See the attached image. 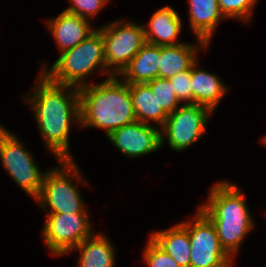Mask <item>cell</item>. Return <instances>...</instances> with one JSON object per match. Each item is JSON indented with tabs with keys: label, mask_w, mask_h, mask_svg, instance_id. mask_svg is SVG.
Segmentation results:
<instances>
[{
	"label": "cell",
	"mask_w": 266,
	"mask_h": 267,
	"mask_svg": "<svg viewBox=\"0 0 266 267\" xmlns=\"http://www.w3.org/2000/svg\"><path fill=\"white\" fill-rule=\"evenodd\" d=\"M208 47L207 44L197 45L182 43L174 46H160L159 78L169 79L179 72L188 70L197 61V48Z\"/></svg>",
	"instance_id": "17"
},
{
	"label": "cell",
	"mask_w": 266,
	"mask_h": 267,
	"mask_svg": "<svg viewBox=\"0 0 266 267\" xmlns=\"http://www.w3.org/2000/svg\"><path fill=\"white\" fill-rule=\"evenodd\" d=\"M193 219L182 222L191 244L190 267H233V260L222 248L213 223L199 209Z\"/></svg>",
	"instance_id": "9"
},
{
	"label": "cell",
	"mask_w": 266,
	"mask_h": 267,
	"mask_svg": "<svg viewBox=\"0 0 266 267\" xmlns=\"http://www.w3.org/2000/svg\"><path fill=\"white\" fill-rule=\"evenodd\" d=\"M47 25L60 53L74 48L96 30L87 19L65 11L48 21Z\"/></svg>",
	"instance_id": "12"
},
{
	"label": "cell",
	"mask_w": 266,
	"mask_h": 267,
	"mask_svg": "<svg viewBox=\"0 0 266 267\" xmlns=\"http://www.w3.org/2000/svg\"><path fill=\"white\" fill-rule=\"evenodd\" d=\"M207 199L198 209L213 223L222 248L233 259L254 227L244 195L235 184L222 181L211 187Z\"/></svg>",
	"instance_id": "3"
},
{
	"label": "cell",
	"mask_w": 266,
	"mask_h": 267,
	"mask_svg": "<svg viewBox=\"0 0 266 267\" xmlns=\"http://www.w3.org/2000/svg\"><path fill=\"white\" fill-rule=\"evenodd\" d=\"M156 97L159 106L167 113H173L180 104L170 80L166 78H156L147 82Z\"/></svg>",
	"instance_id": "21"
},
{
	"label": "cell",
	"mask_w": 266,
	"mask_h": 267,
	"mask_svg": "<svg viewBox=\"0 0 266 267\" xmlns=\"http://www.w3.org/2000/svg\"><path fill=\"white\" fill-rule=\"evenodd\" d=\"M59 168L45 172L41 191L35 199L42 208H50L48 214L87 213L79 190L73 179L83 177L73 160H59Z\"/></svg>",
	"instance_id": "5"
},
{
	"label": "cell",
	"mask_w": 266,
	"mask_h": 267,
	"mask_svg": "<svg viewBox=\"0 0 266 267\" xmlns=\"http://www.w3.org/2000/svg\"><path fill=\"white\" fill-rule=\"evenodd\" d=\"M197 64L198 61L191 66L192 104L206 106L213 112L227 88L216 74L197 68Z\"/></svg>",
	"instance_id": "15"
},
{
	"label": "cell",
	"mask_w": 266,
	"mask_h": 267,
	"mask_svg": "<svg viewBox=\"0 0 266 267\" xmlns=\"http://www.w3.org/2000/svg\"><path fill=\"white\" fill-rule=\"evenodd\" d=\"M258 0H218L220 10L224 17L237 18L247 22L253 13V7Z\"/></svg>",
	"instance_id": "22"
},
{
	"label": "cell",
	"mask_w": 266,
	"mask_h": 267,
	"mask_svg": "<svg viewBox=\"0 0 266 267\" xmlns=\"http://www.w3.org/2000/svg\"><path fill=\"white\" fill-rule=\"evenodd\" d=\"M262 141L264 142L263 144L266 146V136L262 138Z\"/></svg>",
	"instance_id": "26"
},
{
	"label": "cell",
	"mask_w": 266,
	"mask_h": 267,
	"mask_svg": "<svg viewBox=\"0 0 266 267\" xmlns=\"http://www.w3.org/2000/svg\"><path fill=\"white\" fill-rule=\"evenodd\" d=\"M102 32L108 78L119 76L146 44L144 25L115 21L98 28ZM109 70V71H108Z\"/></svg>",
	"instance_id": "6"
},
{
	"label": "cell",
	"mask_w": 266,
	"mask_h": 267,
	"mask_svg": "<svg viewBox=\"0 0 266 267\" xmlns=\"http://www.w3.org/2000/svg\"><path fill=\"white\" fill-rule=\"evenodd\" d=\"M96 69L104 74L107 72L104 39L99 29L74 48L61 53L51 68H44L42 73L54 83L81 88L88 84L84 78Z\"/></svg>",
	"instance_id": "4"
},
{
	"label": "cell",
	"mask_w": 266,
	"mask_h": 267,
	"mask_svg": "<svg viewBox=\"0 0 266 267\" xmlns=\"http://www.w3.org/2000/svg\"><path fill=\"white\" fill-rule=\"evenodd\" d=\"M120 80L112 76L79 88L80 127L105 129L108 136L136 121L129 84Z\"/></svg>",
	"instance_id": "2"
},
{
	"label": "cell",
	"mask_w": 266,
	"mask_h": 267,
	"mask_svg": "<svg viewBox=\"0 0 266 267\" xmlns=\"http://www.w3.org/2000/svg\"><path fill=\"white\" fill-rule=\"evenodd\" d=\"M212 111L202 105L182 104L173 113L168 114L161 130V145L166 138L169 146L179 152L187 149L199 140L206 130Z\"/></svg>",
	"instance_id": "8"
},
{
	"label": "cell",
	"mask_w": 266,
	"mask_h": 267,
	"mask_svg": "<svg viewBox=\"0 0 266 267\" xmlns=\"http://www.w3.org/2000/svg\"><path fill=\"white\" fill-rule=\"evenodd\" d=\"M160 46L146 43L119 74L128 84L147 83L159 77Z\"/></svg>",
	"instance_id": "16"
},
{
	"label": "cell",
	"mask_w": 266,
	"mask_h": 267,
	"mask_svg": "<svg viewBox=\"0 0 266 267\" xmlns=\"http://www.w3.org/2000/svg\"><path fill=\"white\" fill-rule=\"evenodd\" d=\"M113 145L129 158L150 154L161 145V130L152 124L134 121L107 136Z\"/></svg>",
	"instance_id": "11"
},
{
	"label": "cell",
	"mask_w": 266,
	"mask_h": 267,
	"mask_svg": "<svg viewBox=\"0 0 266 267\" xmlns=\"http://www.w3.org/2000/svg\"><path fill=\"white\" fill-rule=\"evenodd\" d=\"M0 161L14 182L30 197L36 199L41 191L45 173L16 135L0 125Z\"/></svg>",
	"instance_id": "7"
},
{
	"label": "cell",
	"mask_w": 266,
	"mask_h": 267,
	"mask_svg": "<svg viewBox=\"0 0 266 267\" xmlns=\"http://www.w3.org/2000/svg\"><path fill=\"white\" fill-rule=\"evenodd\" d=\"M136 121L150 124V121L162 127L168 114L159 106L147 83L129 84ZM150 120V121H149Z\"/></svg>",
	"instance_id": "20"
},
{
	"label": "cell",
	"mask_w": 266,
	"mask_h": 267,
	"mask_svg": "<svg viewBox=\"0 0 266 267\" xmlns=\"http://www.w3.org/2000/svg\"><path fill=\"white\" fill-rule=\"evenodd\" d=\"M169 80L180 103L187 101L185 104H192L191 68L179 72Z\"/></svg>",
	"instance_id": "25"
},
{
	"label": "cell",
	"mask_w": 266,
	"mask_h": 267,
	"mask_svg": "<svg viewBox=\"0 0 266 267\" xmlns=\"http://www.w3.org/2000/svg\"><path fill=\"white\" fill-rule=\"evenodd\" d=\"M37 80L27 103L35 113L38 131L57 160H73L69 151V132L74 120L80 124L79 88L54 83L43 73Z\"/></svg>",
	"instance_id": "1"
},
{
	"label": "cell",
	"mask_w": 266,
	"mask_h": 267,
	"mask_svg": "<svg viewBox=\"0 0 266 267\" xmlns=\"http://www.w3.org/2000/svg\"><path fill=\"white\" fill-rule=\"evenodd\" d=\"M188 2L191 30L198 38L199 46L209 45L216 25L221 19H226L220 10L218 0H188Z\"/></svg>",
	"instance_id": "14"
},
{
	"label": "cell",
	"mask_w": 266,
	"mask_h": 267,
	"mask_svg": "<svg viewBox=\"0 0 266 267\" xmlns=\"http://www.w3.org/2000/svg\"><path fill=\"white\" fill-rule=\"evenodd\" d=\"M42 230L44 242L54 256L73 251L94 234L87 213L47 214Z\"/></svg>",
	"instance_id": "10"
},
{
	"label": "cell",
	"mask_w": 266,
	"mask_h": 267,
	"mask_svg": "<svg viewBox=\"0 0 266 267\" xmlns=\"http://www.w3.org/2000/svg\"><path fill=\"white\" fill-rule=\"evenodd\" d=\"M182 30V20L170 6H164L151 16L149 24L144 26L146 43L157 46L182 44L176 41Z\"/></svg>",
	"instance_id": "13"
},
{
	"label": "cell",
	"mask_w": 266,
	"mask_h": 267,
	"mask_svg": "<svg viewBox=\"0 0 266 267\" xmlns=\"http://www.w3.org/2000/svg\"><path fill=\"white\" fill-rule=\"evenodd\" d=\"M143 259L148 267H182L150 237L143 251Z\"/></svg>",
	"instance_id": "23"
},
{
	"label": "cell",
	"mask_w": 266,
	"mask_h": 267,
	"mask_svg": "<svg viewBox=\"0 0 266 267\" xmlns=\"http://www.w3.org/2000/svg\"><path fill=\"white\" fill-rule=\"evenodd\" d=\"M79 251V267H115L113 245L103 234H93L75 249Z\"/></svg>",
	"instance_id": "19"
},
{
	"label": "cell",
	"mask_w": 266,
	"mask_h": 267,
	"mask_svg": "<svg viewBox=\"0 0 266 267\" xmlns=\"http://www.w3.org/2000/svg\"><path fill=\"white\" fill-rule=\"evenodd\" d=\"M150 238L180 266L190 267V240L183 223L161 231H155Z\"/></svg>",
	"instance_id": "18"
},
{
	"label": "cell",
	"mask_w": 266,
	"mask_h": 267,
	"mask_svg": "<svg viewBox=\"0 0 266 267\" xmlns=\"http://www.w3.org/2000/svg\"><path fill=\"white\" fill-rule=\"evenodd\" d=\"M108 0H70L71 6L64 11L90 20L107 4Z\"/></svg>",
	"instance_id": "24"
}]
</instances>
